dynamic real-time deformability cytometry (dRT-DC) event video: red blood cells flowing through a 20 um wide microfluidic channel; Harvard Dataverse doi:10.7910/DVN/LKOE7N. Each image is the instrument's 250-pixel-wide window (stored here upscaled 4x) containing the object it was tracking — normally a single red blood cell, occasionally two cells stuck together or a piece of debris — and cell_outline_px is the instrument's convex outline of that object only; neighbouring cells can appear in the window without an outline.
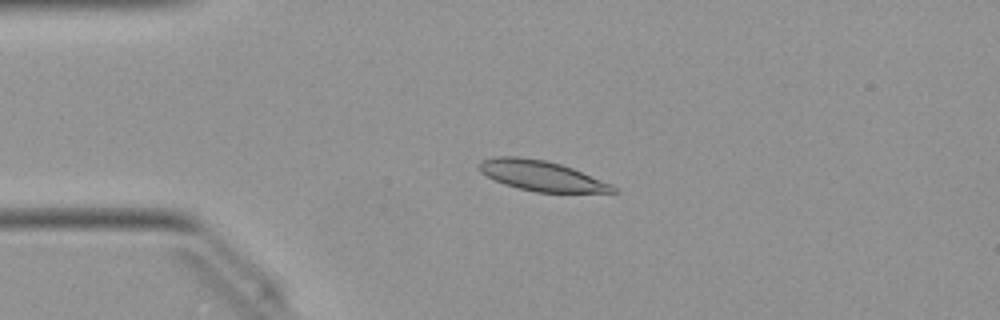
{"species": "Egyptian fruit bat (a non-hibernating species)", "species_latin": "Rousettus aegyptiacus", "temperature_condition": "warm", "stored_images_in_passage": 49, "camera_frame_rate_fps": 3000, "um_per_image_px": 0.085, "animal": {"sex": "female"}, "frame": {"image": 1, "passage_image": 10, "time_ms": 3.0, "image_size_px": [1000, 320], "cell_outline_px": [[620, 192], [536, 192], [504, 184], [480, 172], [476, 168], [476, 164], [480, 160], [492, 156], [520, 156], [544, 160], [560, 164], [572, 168], [612, 184]], "centroid_in_image_um": [45.96, 14.92], "position_along_channel_um": 39.0, "area_um2": 23.58}}
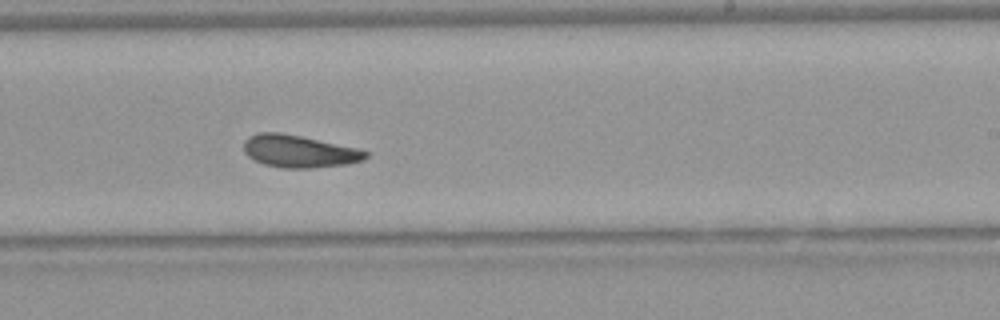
{"frame": {"image": 2, "passage_image": 29, "time_ms": 9.333, "image_size_px": [1000, 320], "cell_outline_px": [[368, 156], [364, 160], [348, 164], [312, 168], [280, 168], [264, 164], [248, 156], [244, 152], [244, 140], [248, 136], [256, 132], [280, 132], [300, 136], [356, 148], [368, 152]], "centroid_in_image_um": [25.39, 12.86], "position_along_channel_um": 263.6, "area_um2": 23.0}}
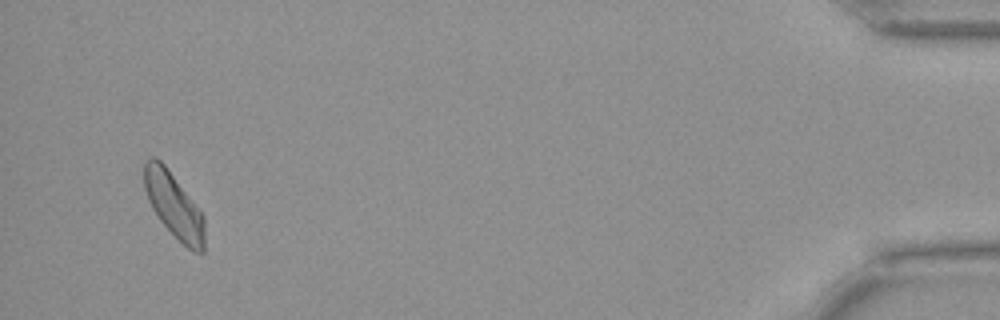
{"frame": {"image": 3, "passage_image": 47, "time_ms": 15.333, "image_size_px": [1000, 320], "cell_outline_px": [[204, 252], [196, 252], [188, 248], [160, 220], [152, 208], [148, 200], [144, 188], [144, 160], [152, 156], [156, 156], [164, 164], [204, 216]], "centroid_in_image_um": [14.75, 17.41], "position_along_channel_um": 420.5, "area_um2": 22.43}, "authors_computed_cell_mechanics": {"area_um2": 22.831, "velocity_mm_per_s": 3.9974, "shape_relaxation_time_tau1_ms": 7.0742, "shape_relaxation_time_tau2_ms": 4.5893, "deformation_change_tau1": 0.1566, "deformation_change_tau2": 0.1239}}